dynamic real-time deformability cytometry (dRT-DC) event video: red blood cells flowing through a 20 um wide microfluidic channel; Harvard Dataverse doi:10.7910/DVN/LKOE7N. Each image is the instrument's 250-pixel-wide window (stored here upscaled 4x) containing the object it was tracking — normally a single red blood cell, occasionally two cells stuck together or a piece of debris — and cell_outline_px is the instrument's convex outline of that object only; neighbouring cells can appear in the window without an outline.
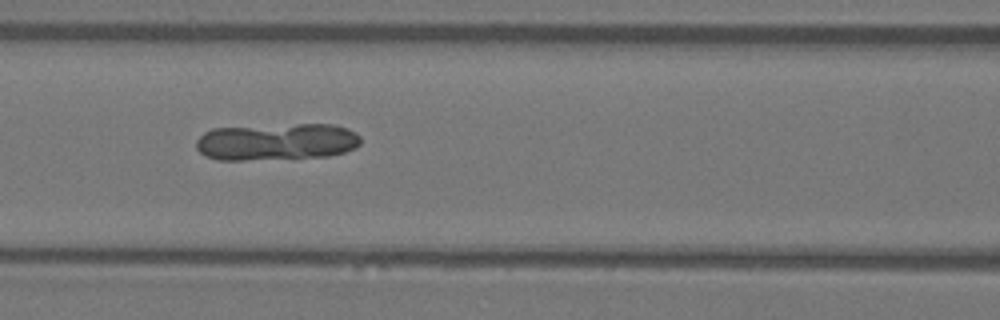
{"species": "Egyptian fruit bat (a non-hibernating species)", "species_latin": "Rousettus aegyptiacus", "temperature_condition": "warm", "stored_images_in_passage": 7, "camera_frame_rate_fps": 3000, "um_per_image_px": 0.085, "animal": {"sex": "female"}, "frame": {"image": 1, "passage_image": 4, "time_ms": 1.0, "image_size_px": [1000, 320], "cell_outline_px": [[360, 144], [356, 148], [344, 152], [328, 156], [244, 160], [216, 160], [204, 156], [196, 148], [196, 140], [204, 132], [212, 128], [296, 124], [336, 124], [348, 128], [356, 132], [360, 136]], "centroid_in_image_um": [23.51, 12.05], "position_along_channel_um": 143.1, "area_um2": 35.78}}
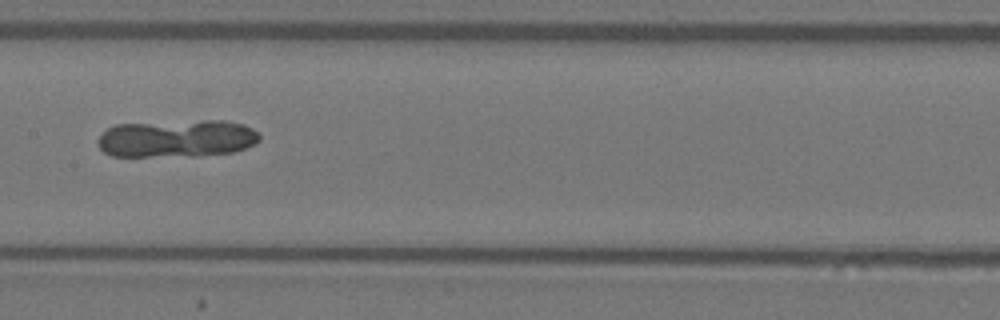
{"frame": {"image": 2, "passage_image": 5, "time_ms": 1.333, "image_size_px": [1000, 320], "cell_outline_px": [[260, 140], [256, 144], [232, 152], [200, 156], [112, 156], [104, 152], [96, 144], [96, 140], [108, 128], [116, 124], [204, 120], [224, 120], [244, 124], [252, 128], [260, 136]], "centroid_in_image_um": [15.03, 11.77], "position_along_channel_um": 192.4, "area_um2": 35.66}}
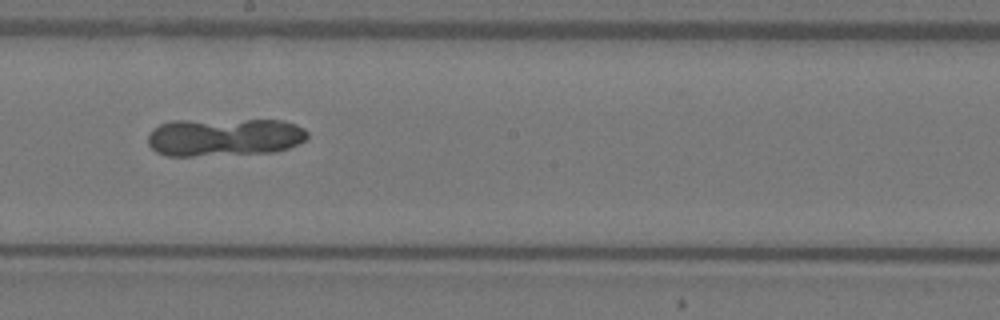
{"frame": {"image": 3, "passage_image": 6, "time_ms": 1.667, "image_size_px": [1000, 320], "cell_outline_px": [[308, 136], [304, 140], [288, 148], [276, 152], [192, 156], [168, 156], [156, 152], [148, 144], [148, 136], [160, 124], [172, 120], [284, 120], [296, 124], [304, 128], [308, 132]], "centroid_in_image_um": [19.08, 11.65], "position_along_channel_um": 229.1, "area_um2": 35.49}}